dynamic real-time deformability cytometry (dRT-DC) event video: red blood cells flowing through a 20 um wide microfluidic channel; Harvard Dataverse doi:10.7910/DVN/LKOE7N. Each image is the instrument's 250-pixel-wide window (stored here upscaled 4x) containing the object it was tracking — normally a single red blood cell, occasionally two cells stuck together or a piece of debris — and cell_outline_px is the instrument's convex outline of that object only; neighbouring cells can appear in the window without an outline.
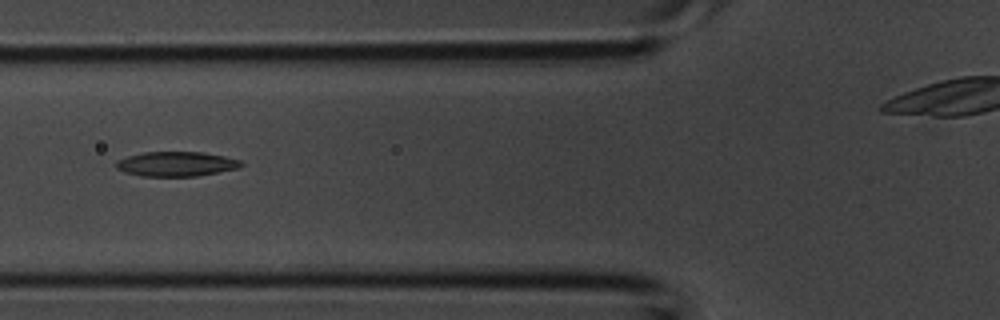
{"species": "common noctule bat (a hibernating species)", "species_latin": "Nyctalus noctula", "temperature_condition": "room temperature", "stored_images_in_passage": 5, "camera_frame_rate_fps": 3000, "um_per_image_px": 0.085, "animal": {"sex": "male", "body_mass_g": 20.1, "forearm_length_mm": 53.5}, "frame": {"image": 1, "passage_image": 4, "time_ms": 1.0, "image_size_px": [1000, 320], "cell_outline_px": [[244, 164], [240, 168], [196, 176], [140, 176], [124, 172], [116, 168], [116, 160], [128, 156], [144, 152], [204, 152], [224, 156], [240, 160]], "centroid_in_image_um": [14.98, 13.93], "position_along_channel_um": 110.8, "area_um2": 18.03}}